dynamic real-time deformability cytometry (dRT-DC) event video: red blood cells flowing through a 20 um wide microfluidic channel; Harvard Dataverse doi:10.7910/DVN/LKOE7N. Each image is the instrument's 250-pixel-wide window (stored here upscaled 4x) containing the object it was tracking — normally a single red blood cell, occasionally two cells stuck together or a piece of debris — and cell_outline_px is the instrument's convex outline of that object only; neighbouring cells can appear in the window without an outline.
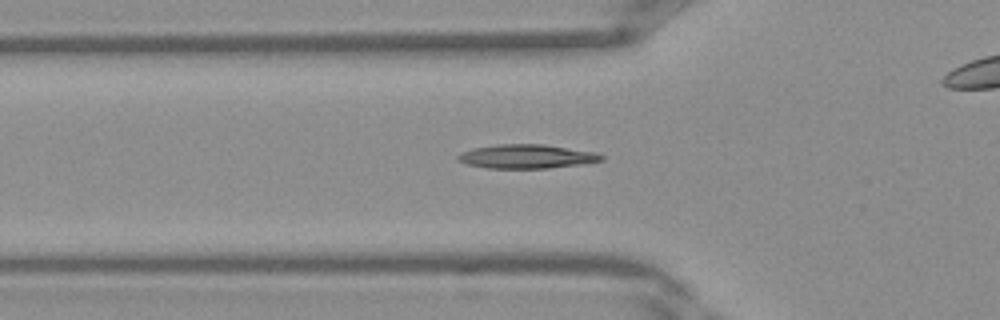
{"species": "Egyptian fruit bat (a non-hibernating species)", "species_latin": "Rousettus aegyptiacus", "temperature_condition": "warm", "stored_images_in_passage": 35, "camera_frame_rate_fps": 3000, "um_per_image_px": 0.085, "frame": {"image": 1, "passage_image": 8, "time_ms": 2.333, "image_size_px": [1000, 320], "cell_outline_px": [[604, 160], [580, 164], [548, 168], [484, 168], [468, 164], [456, 160], [456, 156], [460, 152], [472, 148], [500, 144], [544, 144], [596, 152], [604, 156]], "centroid_in_image_um": [44.73, 13.29], "position_along_channel_um": 81.1, "area_um2": 20.11}}
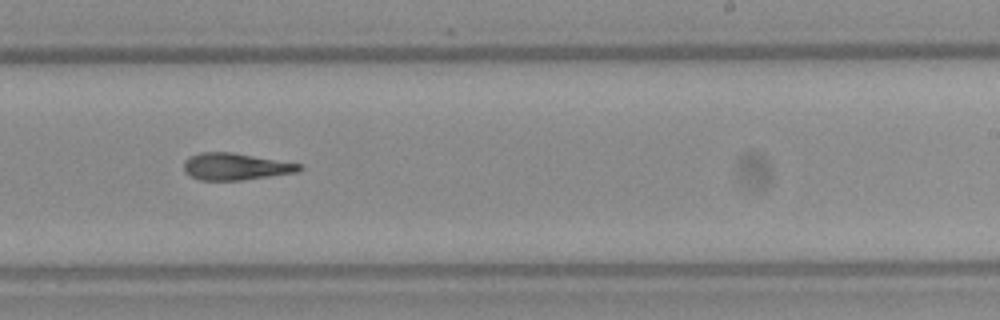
{"frame": {"image": 2, "passage_image": 19, "time_ms": 6.0, "image_size_px": [1000, 320], "cell_outline_px": [[304, 168], [300, 172], [240, 180], [200, 180], [184, 172], [184, 160], [188, 156], [200, 152], [232, 152], [300, 164]], "centroid_in_image_um": [20.0, 14.15], "position_along_channel_um": 269.0, "area_um2": 18.09}}
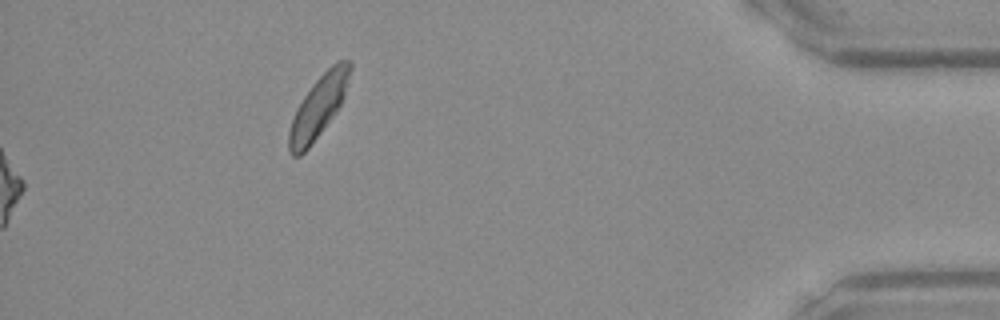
{"frame": {"image": 3, "passage_image": 35, "time_ms": 11.333, "image_size_px": [1000, 320], "cell_outline_px": [[352, 68], [348, 84], [344, 96], [336, 112], [308, 148], [300, 156], [292, 156], [288, 152], [288, 132], [296, 108], [312, 84], [336, 60], [352, 60]], "centroid_in_image_um": [27.07, 9.06], "position_along_channel_um": 408.1, "area_um2": 21.91}}